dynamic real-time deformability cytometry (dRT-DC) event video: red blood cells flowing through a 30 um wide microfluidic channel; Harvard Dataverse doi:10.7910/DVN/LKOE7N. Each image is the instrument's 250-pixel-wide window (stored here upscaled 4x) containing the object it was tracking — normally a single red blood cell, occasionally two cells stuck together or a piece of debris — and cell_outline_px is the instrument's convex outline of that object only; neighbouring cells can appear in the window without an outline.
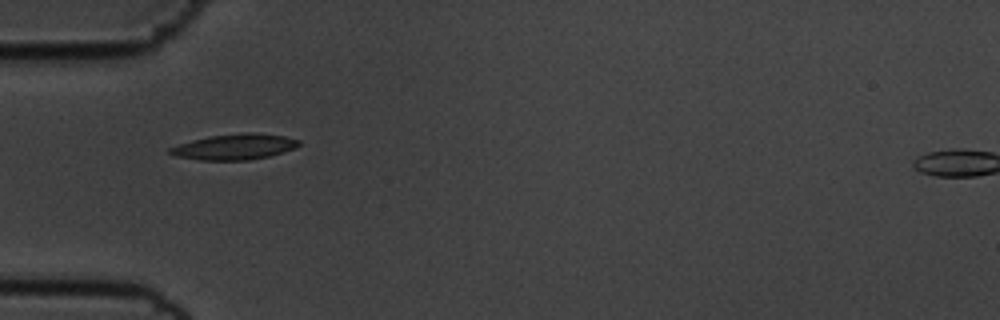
{"species": "common noctule bat (a hibernating species)", "species_latin": "Nyctalus noctula", "temperature_condition": "cold", "stored_images_in_passage": 39, "camera_frame_rate_fps": 3000, "um_per_image_px": 0.085, "animal": {"sex": "male", "body_mass_g": 19.5, "forearm_length_mm": 54.6}, "frame": {"image": 1, "passage_image": 1, "time_ms": 0.0, "image_size_px": [1000, 320], "cell_outline_px": [[300, 144], [296, 148], [268, 156], [248, 160], [200, 160], [176, 156], [168, 152], [168, 148], [192, 140], [212, 136], [244, 132], [252, 132], [284, 136], [300, 140]], "centroid_in_image_um": [19.95, 12.47], "position_along_channel_um": 65.0, "area_um2": 19.13}}
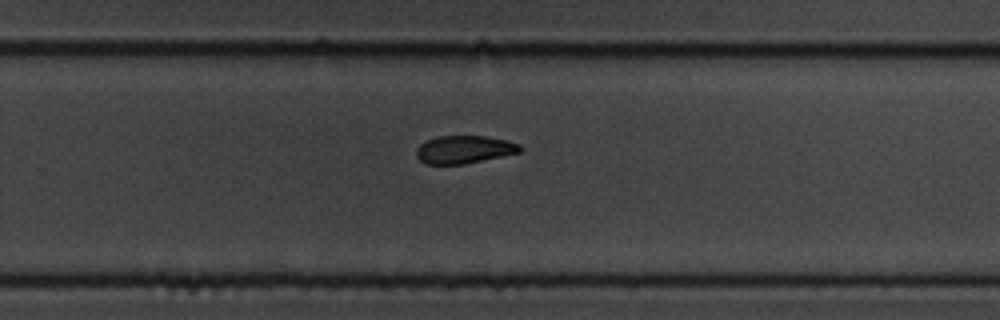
{"frame": {"image": 2, "passage_image": 20, "time_ms": 6.333, "image_size_px": [1000, 320], "cell_outline_px": [[520, 152], [464, 164], [428, 164], [420, 160], [416, 156], [416, 148], [420, 144], [436, 136], [484, 136], [508, 140], [520, 144]], "centroid_in_image_um": [39.43, 12.7], "position_along_channel_um": 290.4, "area_um2": 16.7}}
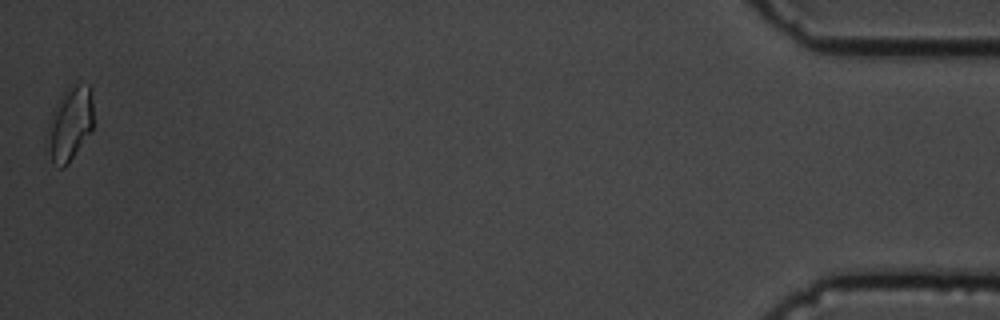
{"frame": {"image": 3, "passage_image": 39, "time_ms": 12.667, "image_size_px": [1000, 320], "cell_outline_px": [[92, 132], [68, 164], [64, 168], [60, 168], [52, 160], [44, 148], [48, 124], [52, 112], [60, 96], [76, 80], [88, 84], [92, 88]], "centroid_in_image_um": [5.93, 10.52], "position_along_channel_um": 429.3, "area_um2": 20.58}, "authors_computed_cell_mechanics": {"area_um2": 17.7446, "velocity_mm_per_s": 3.5821, "shape_relaxation_time_tau1_ms": 3.9426, "shape_relaxation_time_tau2_ms": null, "deformation_change_tau1": 0.1224, "deformation_change_tau2": null}}